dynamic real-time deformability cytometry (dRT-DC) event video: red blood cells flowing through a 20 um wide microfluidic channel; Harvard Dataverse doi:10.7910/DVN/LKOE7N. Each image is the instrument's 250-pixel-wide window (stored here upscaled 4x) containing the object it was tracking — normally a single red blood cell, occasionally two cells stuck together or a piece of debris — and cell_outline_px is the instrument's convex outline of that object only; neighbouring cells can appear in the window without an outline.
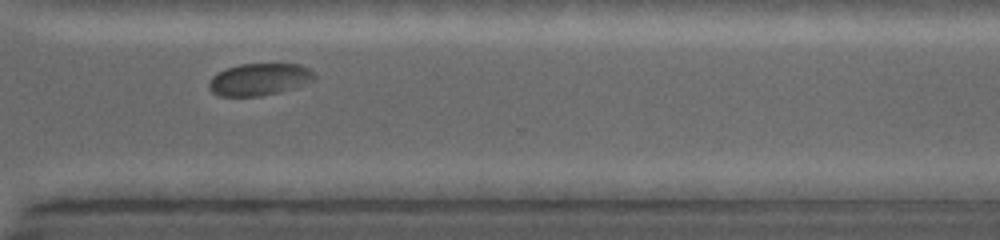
{"species": "common noctule bat (a hibernating species)", "species_latin": "Nyctalus noctula", "temperature_condition": "warm", "stored_images_in_passage": 40, "camera_frame_rate_fps": 5000, "um_per_image_px": 0.085, "animal": {"sex": "female", "body_mass_g": 19.0, "forearm_length_mm": 53.3}, "frame": {"image": 1, "passage_image": 34, "time_ms": 9.2, "image_size_px": [1000, 240], "cell_outline_px": [[316, 76], [312, 80], [292, 88], [280, 92], [260, 96], [220, 96], [212, 92], [208, 88], [208, 84], [212, 76], [228, 68], [240, 64], [300, 64], [308, 68]], "centroid_in_image_um": [22.01, 6.75], "position_along_channel_um": 348.6, "area_um2": 19.48}}
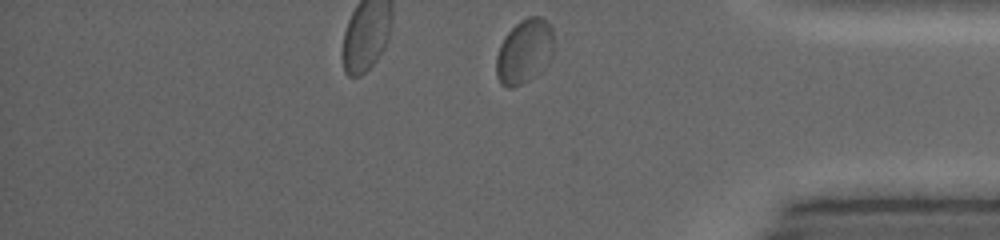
{"frame": {"image": 2, "passage_image": 40, "time_ms": 10.6, "image_size_px": [1000, 240], "cell_outline_px": [[552, 56], [548, 64], [540, 72], [528, 80], [512, 88], [508, 88], [500, 84], [496, 76], [496, 56], [500, 44], [504, 36], [520, 20], [528, 16], [540, 16], [548, 20], [552, 28]], "centroid_in_image_um": [44.56, 4.36], "position_along_channel_um": 390.6, "area_um2": 21.79}, "authors_computed_cell_mechanics": {"area_um2": 19.8543, "velocity_mm_per_s": 4.1177, "shape_relaxation_time_tau1_ms": 3.9682, "shape_relaxation_time_tau2_ms": null, "deformation_change_tau1": 0.0683, "deformation_change_tau2": null}}